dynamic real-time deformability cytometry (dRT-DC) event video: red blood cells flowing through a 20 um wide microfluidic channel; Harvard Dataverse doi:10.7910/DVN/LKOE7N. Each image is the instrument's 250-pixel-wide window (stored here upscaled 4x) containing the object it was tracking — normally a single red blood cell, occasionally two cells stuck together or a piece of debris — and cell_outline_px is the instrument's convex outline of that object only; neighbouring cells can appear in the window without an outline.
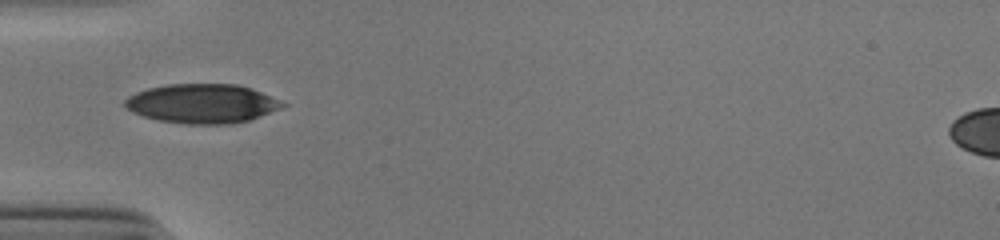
{"species": "human", "species_latin": "Homo sapiens", "temperature_condition": "cold", "stored_images_in_passage": 14, "camera_frame_rate_fps": 3000, "um_per_image_px": 0.085, "donor": {"sex": "male"}, "frame": {"image": 1, "passage_image": 1, "time_ms": 0.0, "image_size_px": [1000, 240], "cell_outline_px": [[288, 104], [280, 108], [248, 120], [232, 124], [184, 124], [160, 120], [144, 116], [132, 112], [124, 104], [124, 100], [128, 96], [136, 92], [148, 88], [168, 84], [236, 84], [252, 88], [280, 100]], "centroid_in_image_um": [17.17, 8.8], "position_along_channel_um": 67.8, "area_um2": 35.89}}
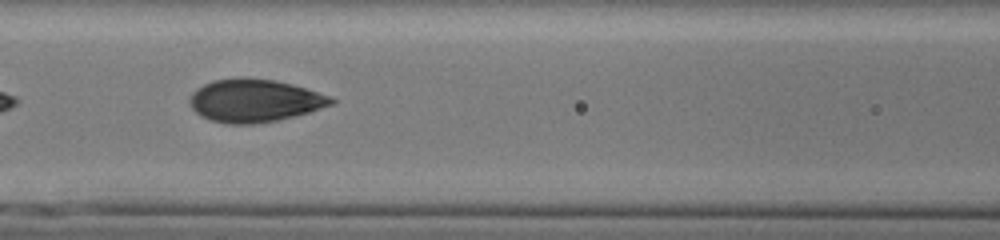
{"frame": {"image": 2, "passage_image": 7, "time_ms": 2.0, "image_size_px": [1000, 240], "cell_outline_px": [[336, 100], [332, 104], [308, 112], [276, 120], [252, 124], [228, 124], [208, 120], [200, 116], [192, 108], [188, 100], [192, 92], [196, 88], [212, 80], [240, 76], [244, 76], [276, 80], [292, 84], [332, 96]], "centroid_in_image_um": [21.59, 8.53], "position_along_channel_um": 145.0, "area_um2": 35.66}}
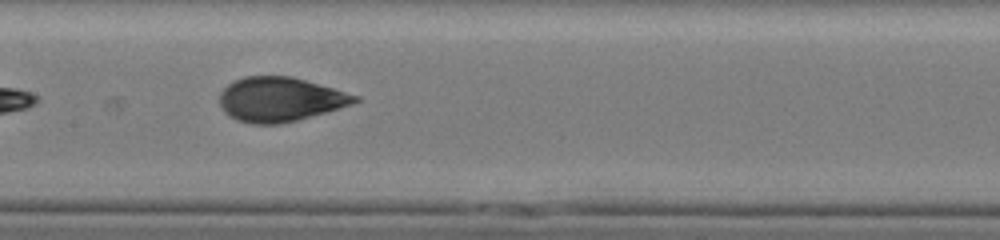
{"frame": {"image": 3, "passage_image": 10, "time_ms": 3.0, "image_size_px": [1000, 240], "cell_outline_px": [[360, 100], [352, 104], [340, 108], [296, 120], [280, 124], [252, 124], [236, 120], [228, 116], [224, 112], [220, 104], [220, 92], [228, 84], [244, 76], [292, 76], [360, 96]], "centroid_in_image_um": [23.79, 8.45], "position_along_channel_um": 183.6, "area_um2": 34.91}}